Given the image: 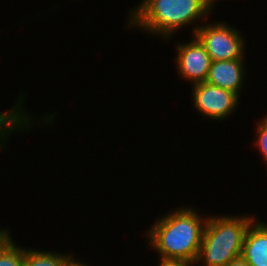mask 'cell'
Here are the masks:
<instances>
[{"mask_svg": "<svg viewBox=\"0 0 267 266\" xmlns=\"http://www.w3.org/2000/svg\"><path fill=\"white\" fill-rule=\"evenodd\" d=\"M206 221L190 207L179 208L157 220L147 239L160 259L195 263Z\"/></svg>", "mask_w": 267, "mask_h": 266, "instance_id": "6da1fadb", "label": "cell"}, {"mask_svg": "<svg viewBox=\"0 0 267 266\" xmlns=\"http://www.w3.org/2000/svg\"><path fill=\"white\" fill-rule=\"evenodd\" d=\"M130 13V26H137L165 39L177 29L212 11L210 0H144Z\"/></svg>", "mask_w": 267, "mask_h": 266, "instance_id": "7a4b0ae2", "label": "cell"}, {"mask_svg": "<svg viewBox=\"0 0 267 266\" xmlns=\"http://www.w3.org/2000/svg\"><path fill=\"white\" fill-rule=\"evenodd\" d=\"M254 217L207 218L197 259L204 266H226L242 253L245 234ZM198 262V263H197Z\"/></svg>", "mask_w": 267, "mask_h": 266, "instance_id": "3957f363", "label": "cell"}, {"mask_svg": "<svg viewBox=\"0 0 267 266\" xmlns=\"http://www.w3.org/2000/svg\"><path fill=\"white\" fill-rule=\"evenodd\" d=\"M194 35L204 45L211 61L234 60L244 56V39L239 31L225 23L194 27Z\"/></svg>", "mask_w": 267, "mask_h": 266, "instance_id": "277c9868", "label": "cell"}, {"mask_svg": "<svg viewBox=\"0 0 267 266\" xmlns=\"http://www.w3.org/2000/svg\"><path fill=\"white\" fill-rule=\"evenodd\" d=\"M193 88L194 107L210 119H225L233 113L239 101L235 93L206 82L195 84Z\"/></svg>", "mask_w": 267, "mask_h": 266, "instance_id": "5b68a950", "label": "cell"}, {"mask_svg": "<svg viewBox=\"0 0 267 266\" xmlns=\"http://www.w3.org/2000/svg\"><path fill=\"white\" fill-rule=\"evenodd\" d=\"M176 63L182 78L189 79L193 85L205 82L211 65V58L204 45L194 36L189 43L177 45Z\"/></svg>", "mask_w": 267, "mask_h": 266, "instance_id": "8992f818", "label": "cell"}, {"mask_svg": "<svg viewBox=\"0 0 267 266\" xmlns=\"http://www.w3.org/2000/svg\"><path fill=\"white\" fill-rule=\"evenodd\" d=\"M243 58L234 60L211 61L206 83L229 90L238 97L241 93L245 75Z\"/></svg>", "mask_w": 267, "mask_h": 266, "instance_id": "52a82bcc", "label": "cell"}, {"mask_svg": "<svg viewBox=\"0 0 267 266\" xmlns=\"http://www.w3.org/2000/svg\"><path fill=\"white\" fill-rule=\"evenodd\" d=\"M241 256L249 266H267V224H250L245 234Z\"/></svg>", "mask_w": 267, "mask_h": 266, "instance_id": "ba28073f", "label": "cell"}, {"mask_svg": "<svg viewBox=\"0 0 267 266\" xmlns=\"http://www.w3.org/2000/svg\"><path fill=\"white\" fill-rule=\"evenodd\" d=\"M74 257L36 249L24 250L23 266H67Z\"/></svg>", "mask_w": 267, "mask_h": 266, "instance_id": "9c48e42d", "label": "cell"}, {"mask_svg": "<svg viewBox=\"0 0 267 266\" xmlns=\"http://www.w3.org/2000/svg\"><path fill=\"white\" fill-rule=\"evenodd\" d=\"M24 250L10 238L0 249V266H23Z\"/></svg>", "mask_w": 267, "mask_h": 266, "instance_id": "30bf717a", "label": "cell"}, {"mask_svg": "<svg viewBox=\"0 0 267 266\" xmlns=\"http://www.w3.org/2000/svg\"><path fill=\"white\" fill-rule=\"evenodd\" d=\"M22 109L20 106L15 112L0 126V140L5 141L7 135L12 133V131L18 129L26 128L31 125L30 121L31 117L27 113H25V109ZM26 125V126H25ZM20 126V127H19ZM3 138V139H2Z\"/></svg>", "mask_w": 267, "mask_h": 266, "instance_id": "8fae6325", "label": "cell"}, {"mask_svg": "<svg viewBox=\"0 0 267 266\" xmlns=\"http://www.w3.org/2000/svg\"><path fill=\"white\" fill-rule=\"evenodd\" d=\"M258 123L257 129V140L255 141V146L257 145L258 149L263 156L264 161L267 164V115L263 120Z\"/></svg>", "mask_w": 267, "mask_h": 266, "instance_id": "7c38bea8", "label": "cell"}, {"mask_svg": "<svg viewBox=\"0 0 267 266\" xmlns=\"http://www.w3.org/2000/svg\"><path fill=\"white\" fill-rule=\"evenodd\" d=\"M159 261V266H192V264H196L193 262H186L181 260L160 259Z\"/></svg>", "mask_w": 267, "mask_h": 266, "instance_id": "4fadbf2b", "label": "cell"}, {"mask_svg": "<svg viewBox=\"0 0 267 266\" xmlns=\"http://www.w3.org/2000/svg\"><path fill=\"white\" fill-rule=\"evenodd\" d=\"M23 101V99L19 100V103H17V105L14 106L13 109L8 110V112H0V126L15 112L14 110H17L20 107L19 105H21Z\"/></svg>", "mask_w": 267, "mask_h": 266, "instance_id": "5bb4252c", "label": "cell"}, {"mask_svg": "<svg viewBox=\"0 0 267 266\" xmlns=\"http://www.w3.org/2000/svg\"><path fill=\"white\" fill-rule=\"evenodd\" d=\"M226 266H249L246 260L240 255L232 259Z\"/></svg>", "mask_w": 267, "mask_h": 266, "instance_id": "9a60e30c", "label": "cell"}, {"mask_svg": "<svg viewBox=\"0 0 267 266\" xmlns=\"http://www.w3.org/2000/svg\"><path fill=\"white\" fill-rule=\"evenodd\" d=\"M9 239V231L5 229L3 231L0 230V249Z\"/></svg>", "mask_w": 267, "mask_h": 266, "instance_id": "2e32d148", "label": "cell"}, {"mask_svg": "<svg viewBox=\"0 0 267 266\" xmlns=\"http://www.w3.org/2000/svg\"><path fill=\"white\" fill-rule=\"evenodd\" d=\"M67 266H88V265H86V264H80V262H76L75 260H74V258L69 262V264L67 265Z\"/></svg>", "mask_w": 267, "mask_h": 266, "instance_id": "e0dca14e", "label": "cell"}]
</instances>
